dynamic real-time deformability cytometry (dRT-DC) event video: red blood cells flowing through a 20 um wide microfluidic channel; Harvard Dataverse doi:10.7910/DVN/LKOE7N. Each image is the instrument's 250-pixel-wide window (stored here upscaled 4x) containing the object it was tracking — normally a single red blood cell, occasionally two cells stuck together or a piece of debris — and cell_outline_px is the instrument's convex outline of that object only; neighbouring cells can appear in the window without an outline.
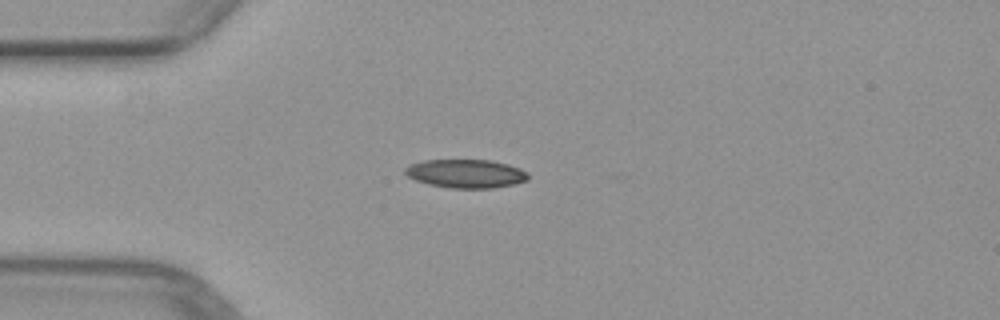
{"species": "common noctule bat (a hibernating species)", "species_latin": "Nyctalus noctula", "temperature_condition": "warm", "stored_images_in_passage": 1, "camera_frame_rate_fps": 3000, "um_per_image_px": 0.085, "animal": {"sex": "female", "body_mass_g": 29.2, "forearm_length_mm": 56.3}, "frame": {"image": 1, "passage_image": 1, "time_ms": 0.0, "image_size_px": [1000, 320], "cell_outline_px": [[528, 180], [512, 184], [492, 188], [452, 188], [428, 184], [416, 180], [408, 176], [404, 172], [404, 168], [408, 164], [424, 160], [492, 160], [508, 164], [520, 168], [528, 172]], "centroid_in_image_um": [39.59, 14.75], "position_along_channel_um": 45.4, "area_um2": 20.52}}